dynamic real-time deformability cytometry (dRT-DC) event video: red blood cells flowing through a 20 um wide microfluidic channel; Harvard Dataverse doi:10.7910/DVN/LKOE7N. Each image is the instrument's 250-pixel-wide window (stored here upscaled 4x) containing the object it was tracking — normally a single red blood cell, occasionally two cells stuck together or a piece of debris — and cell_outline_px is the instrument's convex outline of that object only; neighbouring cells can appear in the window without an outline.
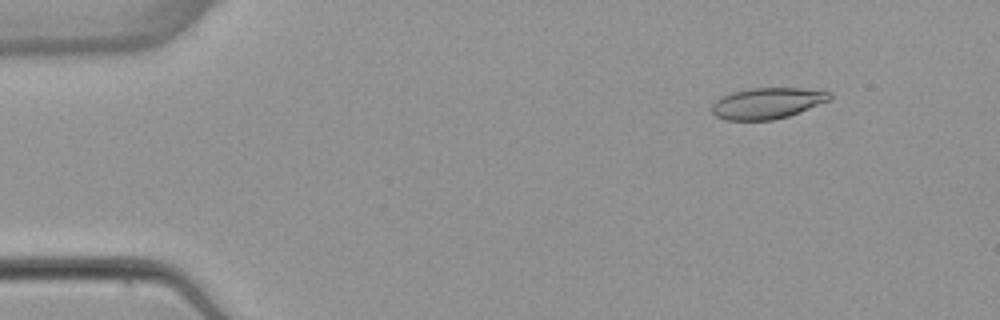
{"species": "common noctule bat (a hibernating species)", "species_latin": "Nyctalus noctula", "temperature_condition": "warm", "stored_images_in_passage": 5, "camera_frame_rate_fps": 3000, "um_per_image_px": 0.085, "animal": {"sex": "female", "body_mass_g": 22.7, "forearm_length_mm": 54.2}, "frame": {"image": 1, "passage_image": 2, "time_ms": 1.0, "image_size_px": [1000, 320], "cell_outline_px": [[832, 96], [828, 100], [788, 116], [772, 120], [724, 120], [716, 116], [712, 112], [712, 104], [720, 96], [732, 92], [752, 88], [804, 88], [832, 92]], "centroid_in_image_um": [65.18, 8.77], "position_along_channel_um": 19.8, "area_um2": 21.21}}
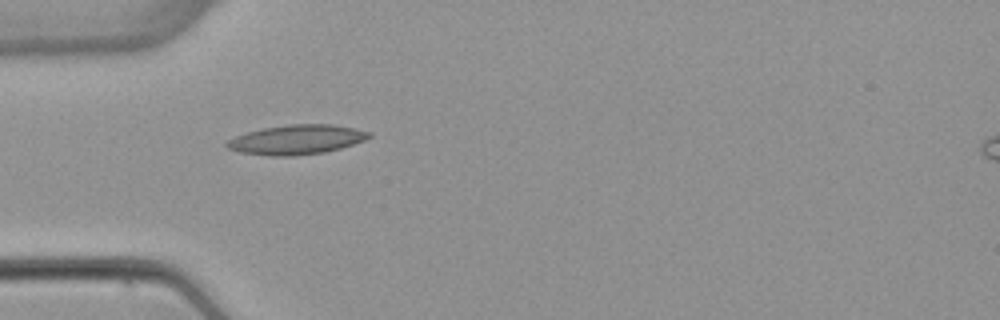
{"frame": {"image": 2, "passage_image": 4, "time_ms": 4.333, "image_size_px": [1000, 320], "cell_outline_px": [[372, 136], [364, 140], [340, 148], [324, 152], [292, 156], [272, 156], [240, 152], [228, 148], [224, 144], [228, 140], [236, 136], [248, 132], [264, 128], [288, 124], [332, 124], [372, 132]], "centroid_in_image_um": [25.21, 11.86], "position_along_channel_um": 59.8, "area_um2": 24.28}}
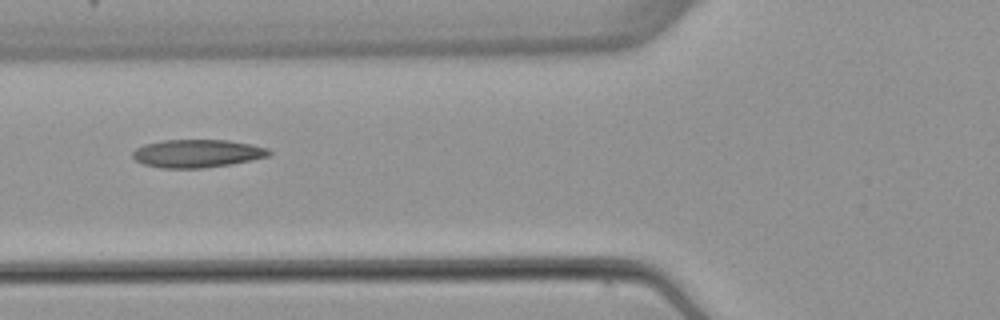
{"frame": {"image": 3, "passage_image": 5, "time_ms": 5.667, "image_size_px": [1000, 320], "cell_outline_px": [[272, 152], [268, 156], [252, 160], [232, 164], [204, 168], [160, 168], [144, 164], [136, 160], [132, 156], [132, 152], [136, 148], [144, 144], [164, 140], [228, 140], [268, 148]], "centroid_in_image_um": [16.75, 13.05], "position_along_channel_um": 109.1, "area_um2": 22.25}}